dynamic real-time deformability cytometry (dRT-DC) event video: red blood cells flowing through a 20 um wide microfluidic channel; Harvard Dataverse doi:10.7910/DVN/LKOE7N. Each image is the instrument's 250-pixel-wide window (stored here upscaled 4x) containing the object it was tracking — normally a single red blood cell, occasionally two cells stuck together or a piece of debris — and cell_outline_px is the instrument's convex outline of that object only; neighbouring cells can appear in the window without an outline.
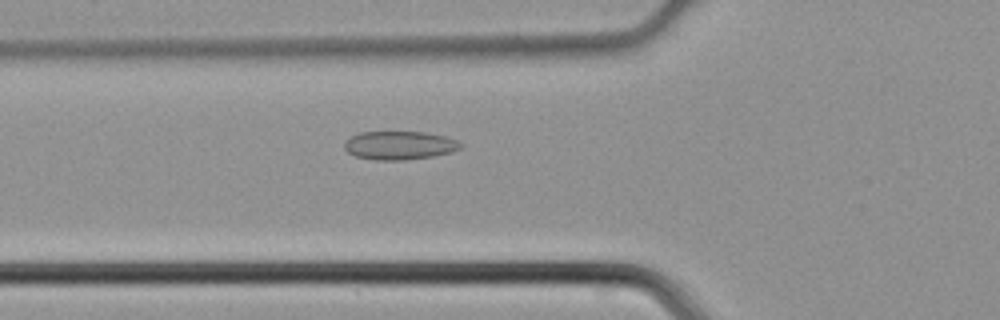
{"species": "common noctule bat (a hibernating species)", "species_latin": "Nyctalus noctula", "temperature_condition": "cold", "stored_images_in_passage": 24, "camera_frame_rate_fps": 3000, "um_per_image_px": 0.085, "animal": {"sex": "male", "body_mass_g": 21.5, "forearm_length_mm": 52.0}, "frame": {"image": 1, "passage_image": 7, "time_ms": 2.0, "image_size_px": [1000, 320], "cell_outline_px": [[464, 144], [460, 148], [452, 152], [432, 156], [404, 160], [376, 160], [356, 156], [348, 152], [344, 148], [344, 140], [360, 132], [424, 132], [444, 136], [456, 140]], "centroid_in_image_um": [33.95, 12.35], "position_along_channel_um": 91.9, "area_um2": 19.25}}
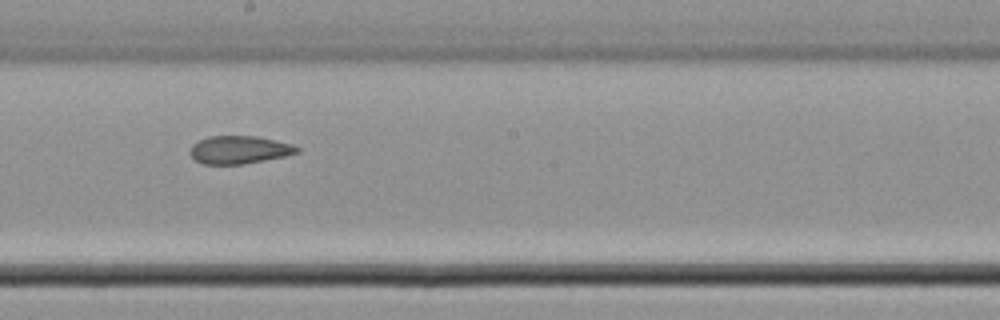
{"frame": {"image": 2, "passage_image": 16, "time_ms": 5.0, "image_size_px": [1000, 320], "cell_outline_px": [[300, 152], [284, 156], [244, 164], [204, 164], [196, 160], [188, 152], [192, 144], [208, 136], [256, 136], [292, 144], [300, 148]], "centroid_in_image_um": [20.33, 12.73], "position_along_channel_um": 227.9, "area_um2": 17.34}}
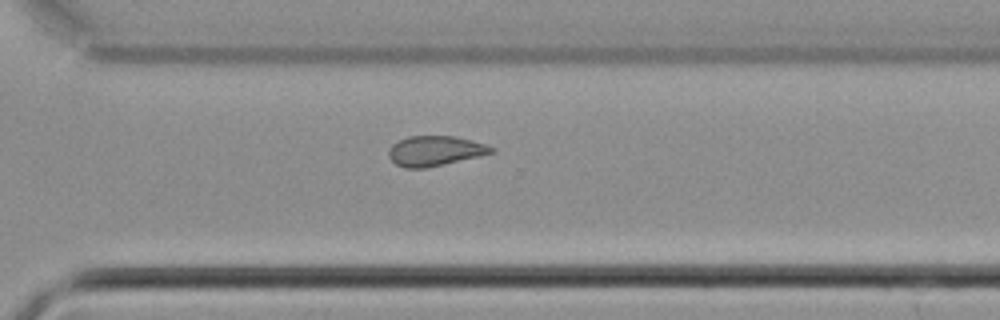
{"frame": {"image": 3, "passage_image": 23, "time_ms": 7.333, "image_size_px": [1000, 320], "cell_outline_px": [[496, 152], [480, 156], [424, 168], [404, 168], [396, 164], [388, 156], [388, 148], [392, 144], [408, 136], [456, 136], [472, 140], [496, 148]], "centroid_in_image_um": [36.98, 12.82], "position_along_channel_um": 333.6, "area_um2": 17.98}}